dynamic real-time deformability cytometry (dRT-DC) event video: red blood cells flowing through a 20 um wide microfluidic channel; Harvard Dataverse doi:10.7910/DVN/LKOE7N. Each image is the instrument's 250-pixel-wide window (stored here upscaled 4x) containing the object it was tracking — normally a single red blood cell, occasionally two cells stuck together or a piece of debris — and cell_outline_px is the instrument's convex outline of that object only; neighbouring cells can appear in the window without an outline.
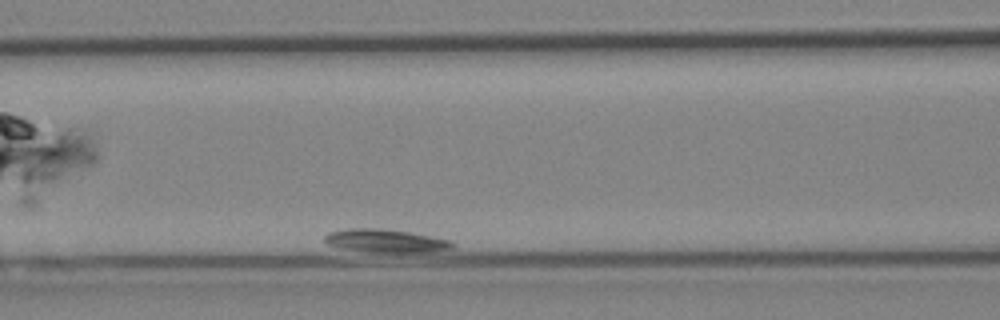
{"species": "Egyptian fruit bat (a non-hibernating species)", "species_latin": "Rousettus aegyptiacus", "temperature_condition": "cold", "stored_images_in_passage": 44, "camera_frame_rate_fps": 3000, "um_per_image_px": 0.085, "animal": {"sex": "female"}, "frame": {"image": 1, "passage_image": 11, "time_ms": 3.333, "image_size_px": [1000, 320], "cell_outline_px": [[456, 244], [452, 248], [432, 252], [368, 252], [340, 248], [328, 244], [324, 240], [324, 236], [328, 232], [348, 228], [388, 228], [412, 232], [448, 240]], "centroid_in_image_um": [32.76, 20.46], "position_along_channel_um": 133.8, "area_um2": 17.51}}
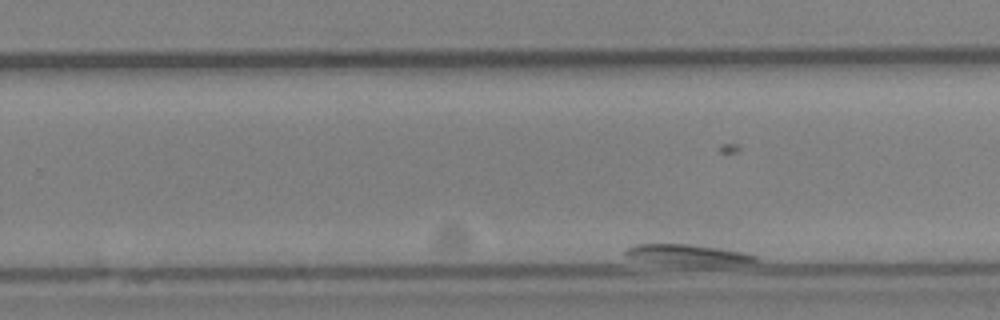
{"frame": {"image": 2, "passage_image": 30, "time_ms": 9.667, "image_size_px": [1000, 320], "cell_outline_px": [[756, 260], [648, 260], [624, 256], [624, 248], [636, 244], [696, 244], [744, 252], [756, 256]], "centroid_in_image_um": [58.14, 21.48], "position_along_channel_um": 271.7, "area_um2": 12.48}}
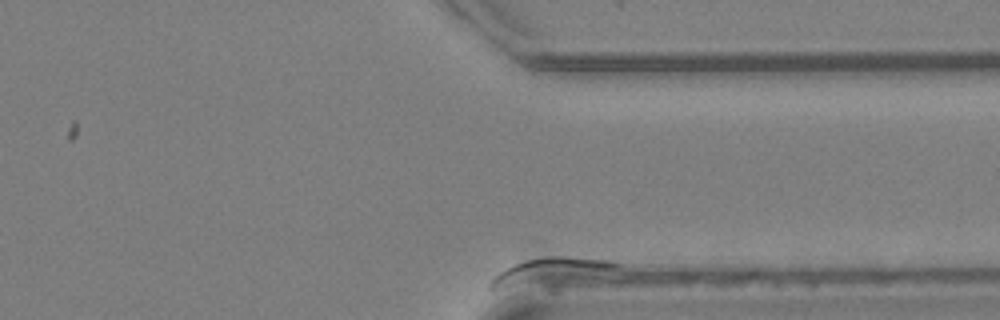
{"frame": {"image": 3, "passage_image": 44, "time_ms": 14.333, "image_size_px": [1000, 320], "cell_outline_px": [[620, 268], [504, 288], [488, 288], [488, 284], [500, 272], [524, 260], [540, 256], [576, 256], [612, 260], [620, 264]], "centroid_in_image_um": [46.72, 22.95], "position_along_channel_um": 364.7, "area_um2": 17.4}}